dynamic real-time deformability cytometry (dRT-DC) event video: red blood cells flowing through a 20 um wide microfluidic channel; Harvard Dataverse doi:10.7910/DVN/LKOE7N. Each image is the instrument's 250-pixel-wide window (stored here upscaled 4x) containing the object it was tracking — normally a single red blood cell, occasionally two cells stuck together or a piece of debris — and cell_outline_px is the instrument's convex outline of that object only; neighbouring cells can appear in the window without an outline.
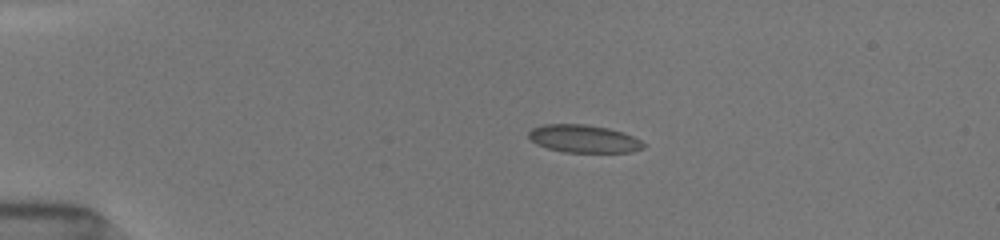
{"species": "common noctule bat (a hibernating species)", "species_latin": "Nyctalus noctula", "temperature_condition": "room temperature", "stored_images_in_passage": 13, "camera_frame_rate_fps": 3000, "um_per_image_px": 0.085, "animal": {"sex": "female", "body_mass_g": 19.5, "forearm_length_mm": 54.1}, "frame": {"image": 1, "passage_image": 5, "time_ms": 2.0, "image_size_px": [1000, 240], "cell_outline_px": [[644, 148], [632, 152], [564, 152], [548, 148], [536, 144], [528, 136], [528, 132], [532, 128], [544, 124], [588, 124], [608, 128], [624, 132], [640, 140], [644, 144]], "centroid_in_image_um": [49.62, 11.79], "position_along_channel_um": 35.4, "area_um2": 18.61}}
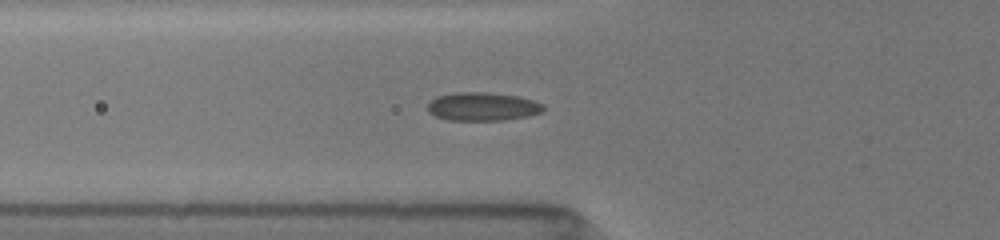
{"frame": {"image": 2, "passage_image": 10, "time_ms": 4.667, "image_size_px": [1000, 240], "cell_outline_px": [[544, 112], [528, 116], [504, 120], [448, 120], [436, 116], [428, 112], [428, 104], [436, 96], [456, 92], [488, 92], [520, 96], [544, 104]], "centroid_in_image_um": [41.05, 9.05], "position_along_channel_um": 84.8, "area_um2": 19.31}}
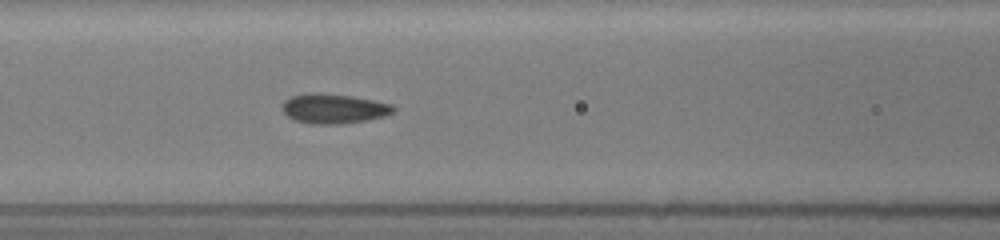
{"frame": {"image": 3, "passage_image": 13, "time_ms": 6.0, "image_size_px": [1000, 240], "cell_outline_px": [[396, 112], [384, 116], [368, 120], [340, 124], [312, 124], [296, 120], [288, 116], [280, 108], [284, 100], [292, 96], [316, 92], [352, 96], [392, 104], [396, 108]], "centroid_in_image_um": [28.39, 9.23], "position_along_channel_um": 138.2, "area_um2": 19.31}}